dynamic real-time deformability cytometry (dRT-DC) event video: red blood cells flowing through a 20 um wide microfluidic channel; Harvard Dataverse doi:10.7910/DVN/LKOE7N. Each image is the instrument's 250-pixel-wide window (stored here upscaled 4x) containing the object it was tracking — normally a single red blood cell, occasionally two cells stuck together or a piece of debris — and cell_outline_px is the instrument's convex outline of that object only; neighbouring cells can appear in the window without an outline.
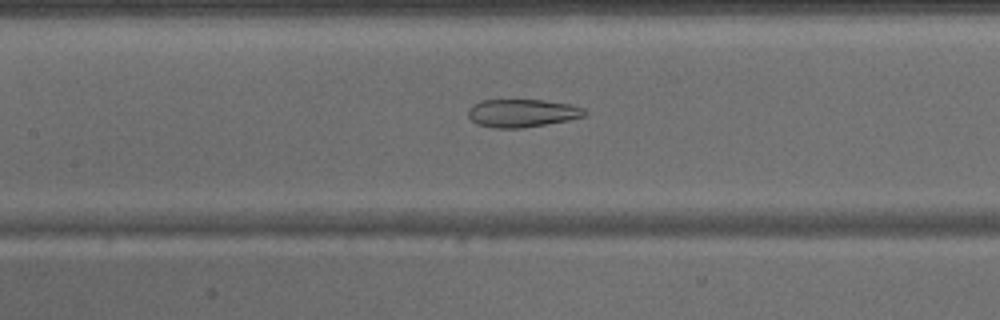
{"species": "common noctule bat (a hibernating species)", "species_latin": "Nyctalus noctula", "temperature_condition": "warm", "stored_images_in_passage": 44, "camera_frame_rate_fps": 3000, "um_per_image_px": 0.085, "animal": {"sex": "male", "body_mass_g": 15.6}, "frame": {"image": 1, "passage_image": 20, "time_ms": 6.333, "image_size_px": [1000, 320], "cell_outline_px": [[584, 116], [568, 120], [520, 128], [492, 128], [476, 124], [468, 116], [468, 108], [472, 104], [480, 100], [544, 100], [572, 104], [584, 108]], "centroid_in_image_um": [44.33, 9.6], "position_along_channel_um": 163.1, "area_um2": 19.02}}
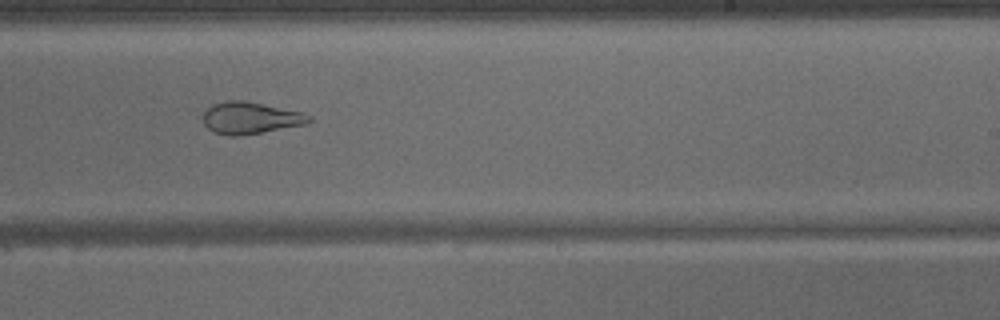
{"frame": {"image": 2, "passage_image": 27, "time_ms": 8.667, "image_size_px": [1000, 320], "cell_outline_px": [[312, 120], [304, 124], [240, 136], [228, 136], [212, 132], [204, 124], [204, 112], [212, 104], [228, 100], [244, 100], [304, 112], [312, 116]], "centroid_in_image_um": [21.28, 10.02], "position_along_channel_um": 267.7, "area_um2": 19.71}}
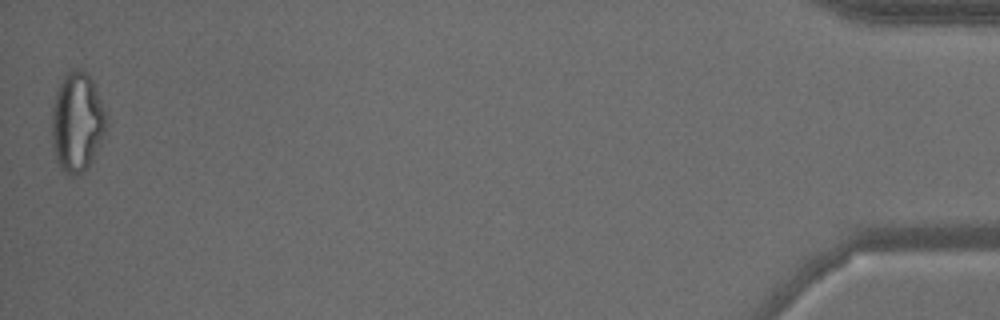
{"frame": {"image": 3, "passage_image": 44, "time_ms": 14.333, "image_size_px": [1000, 320], "cell_outline_px": [[108, 116], [104, 128], [92, 160], [88, 168], [84, 172], [72, 176], [68, 176], [60, 168], [56, 160], [52, 144], [52, 108], [56, 92], [64, 76], [72, 68], [80, 68], [92, 80], [96, 88]], "centroid_in_image_um": [6.53, 10.39], "position_along_channel_um": 428.7, "area_um2": 31.39}}